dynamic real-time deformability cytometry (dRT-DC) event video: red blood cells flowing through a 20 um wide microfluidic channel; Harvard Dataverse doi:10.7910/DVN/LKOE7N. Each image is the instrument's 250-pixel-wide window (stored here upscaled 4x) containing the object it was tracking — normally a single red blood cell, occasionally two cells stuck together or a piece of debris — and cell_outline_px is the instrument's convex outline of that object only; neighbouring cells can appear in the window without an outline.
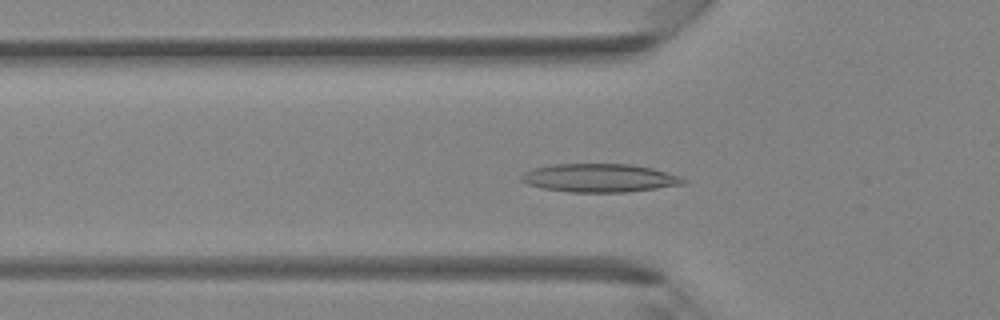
{"species": "Egyptian fruit bat (a non-hibernating species)", "species_latin": "Rousettus aegyptiacus", "temperature_condition": "room temperature", "stored_images_in_passage": 43, "camera_frame_rate_fps": 3000, "um_per_image_px": 0.085, "animal": {"sex": "female"}, "frame": {"image": 1, "passage_image": 14, "time_ms": 4.333, "image_size_px": [1000, 320], "cell_outline_px": [[688, 180], [684, 184], [656, 188], [624, 192], [572, 192], [544, 188], [528, 184], [520, 180], [520, 176], [524, 172], [532, 168], [552, 164], [632, 164], [652, 168], [680, 176]], "centroid_in_image_um": [50.95, 15.12], "position_along_channel_um": 74.8, "area_um2": 26.7}}
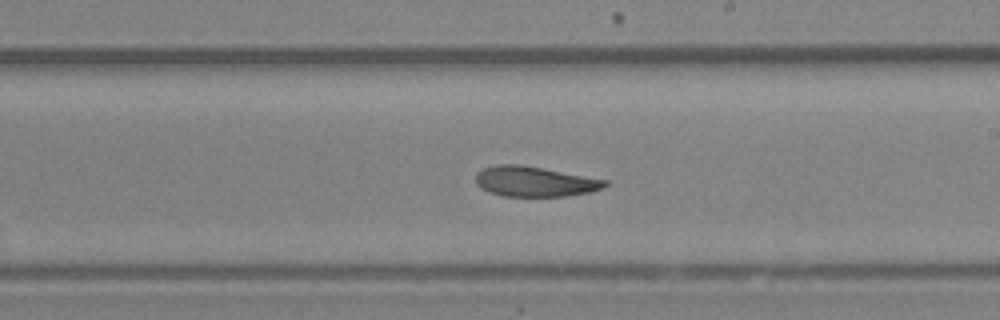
{"frame": {"image": 2, "passage_image": 25, "time_ms": 8.0, "image_size_px": [1000, 320], "cell_outline_px": [[608, 184], [604, 188], [592, 192], [568, 196], [504, 196], [488, 192], [480, 188], [476, 184], [476, 172], [484, 168], [496, 164], [520, 164], [608, 180]], "centroid_in_image_um": [45.45, 15.43], "position_along_channel_um": 243.6, "area_um2": 22.89}}
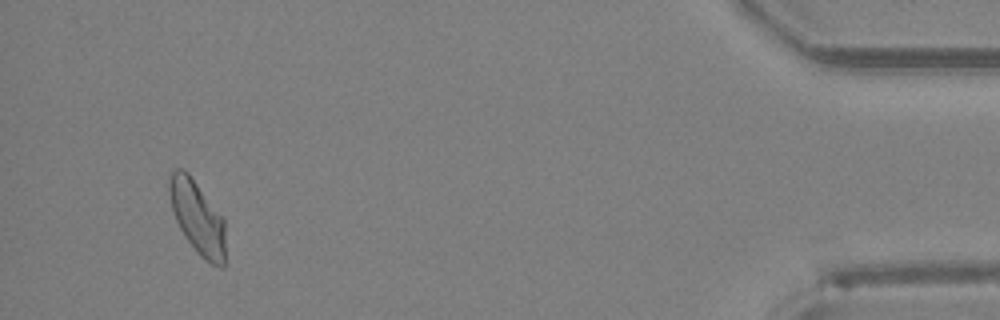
{"frame": {"image": 3, "passage_image": 41, "time_ms": 13.333, "image_size_px": [1000, 320], "cell_outline_px": [[224, 268], [220, 268], [204, 260], [196, 252], [184, 236], [176, 220], [172, 208], [168, 192], [168, 180], [172, 172], [176, 168], [180, 168], [188, 172], [224, 216]], "centroid_in_image_um": [16.78, 18.47], "position_along_channel_um": 418.4, "area_um2": 24.22}}